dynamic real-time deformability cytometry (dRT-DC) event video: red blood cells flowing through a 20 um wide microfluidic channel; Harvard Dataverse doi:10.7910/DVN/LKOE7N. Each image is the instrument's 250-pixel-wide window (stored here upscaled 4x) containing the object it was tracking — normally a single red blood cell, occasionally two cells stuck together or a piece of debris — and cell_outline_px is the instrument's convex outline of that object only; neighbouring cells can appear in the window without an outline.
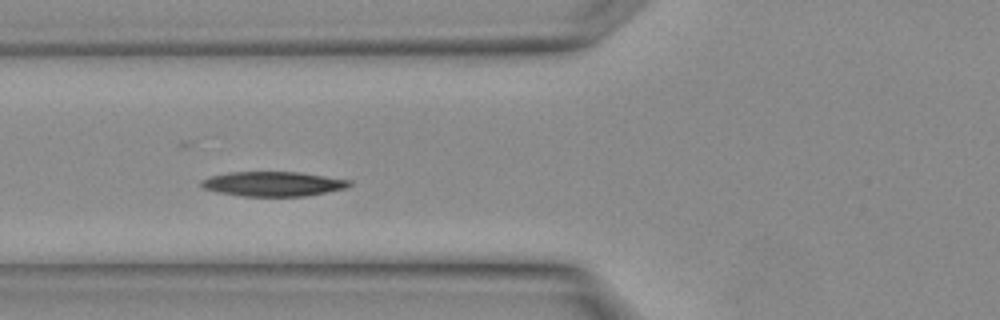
{"species": "Egyptian fruit bat (a non-hibernating species)", "species_latin": "Rousettus aegyptiacus", "temperature_condition": "warm", "stored_images_in_passage": 24, "camera_frame_rate_fps": 3000, "um_per_image_px": 0.085, "animal": {"sex": "female"}, "frame": {"image": 1, "passage_image": 8, "time_ms": 2.333, "image_size_px": [1000, 320], "cell_outline_px": [[352, 184], [348, 188], [304, 196], [244, 196], [220, 192], [204, 188], [200, 184], [200, 180], [212, 176], [228, 172], [300, 172], [352, 180]], "centroid_in_image_um": [23.26, 15.62], "position_along_channel_um": 102.5, "area_um2": 21.21}}